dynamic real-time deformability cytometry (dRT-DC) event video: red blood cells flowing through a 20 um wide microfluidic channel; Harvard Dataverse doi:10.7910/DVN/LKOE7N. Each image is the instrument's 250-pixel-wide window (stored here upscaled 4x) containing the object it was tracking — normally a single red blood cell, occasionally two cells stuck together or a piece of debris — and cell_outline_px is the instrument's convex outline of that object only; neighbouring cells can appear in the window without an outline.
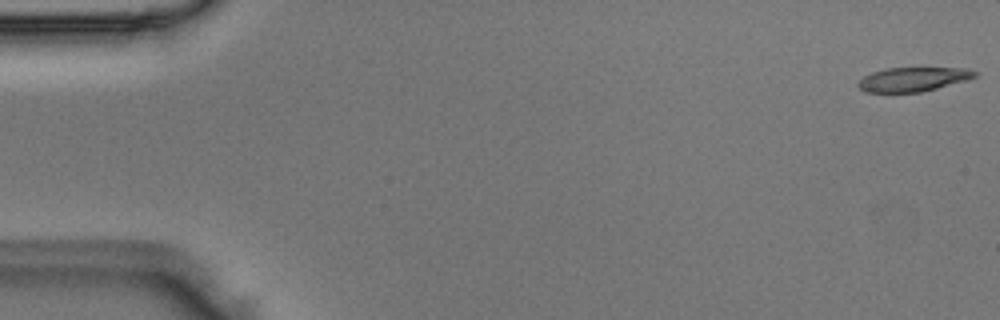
{"species": "Egyptian fruit bat (a non-hibernating species)", "species_latin": "Rousettus aegyptiacus", "temperature_condition": "room temperature", "stored_images_in_passage": 5, "camera_frame_rate_fps": 3000, "um_per_image_px": 0.085, "animal": {"sex": "male"}, "frame": {"image": 1, "passage_image": 1, "time_ms": 0.0, "image_size_px": [1000, 320], "cell_outline_px": [[976, 76], [968, 80], [920, 92], [864, 92], [856, 84], [864, 76], [872, 72], [884, 68], [968, 68], [976, 72]], "centroid_in_image_um": [77.6, 6.73], "position_along_channel_um": 7.4, "area_um2": 16.36}}
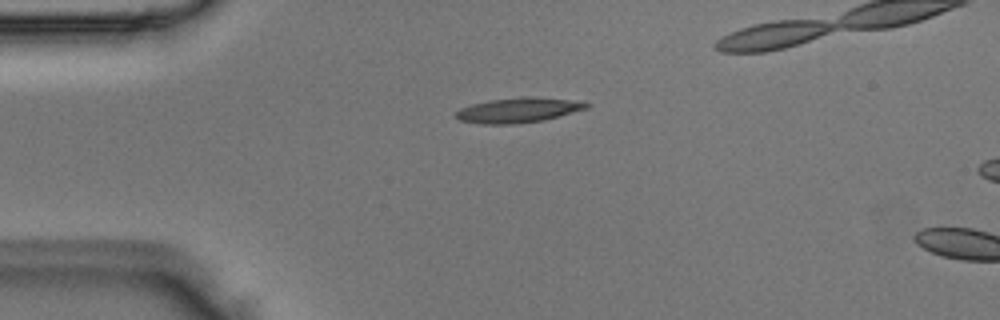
{"frame": {"image": 2, "passage_image": 4, "time_ms": 1.0, "image_size_px": [1000, 320], "cell_outline_px": [[592, 104], [588, 108], [544, 120], [520, 124], [480, 124], [460, 120], [456, 116], [456, 112], [460, 108], [472, 104], [488, 100], [520, 96], [532, 96], [568, 100]], "centroid_in_image_um": [44.03, 9.36], "position_along_channel_um": 41.0, "area_um2": 19.02}}